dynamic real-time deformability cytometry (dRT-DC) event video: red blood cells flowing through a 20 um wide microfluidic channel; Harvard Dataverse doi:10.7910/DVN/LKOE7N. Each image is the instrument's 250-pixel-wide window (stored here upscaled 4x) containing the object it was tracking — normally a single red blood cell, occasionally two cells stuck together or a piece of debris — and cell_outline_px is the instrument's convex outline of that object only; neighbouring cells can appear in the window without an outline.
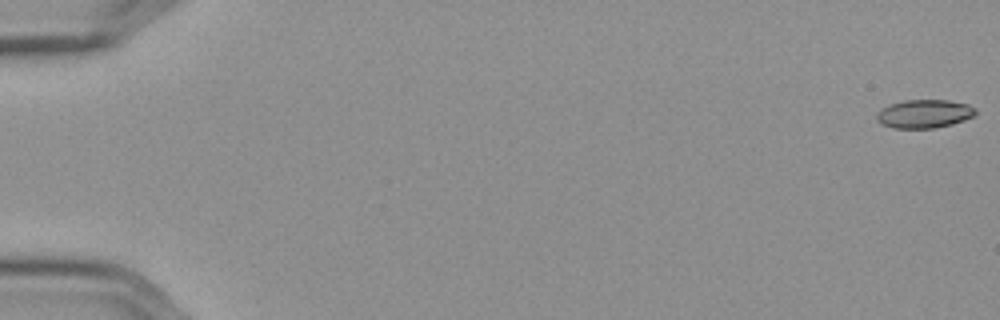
{"species": "Egyptian fruit bat (a non-hibernating species)", "species_latin": "Rousettus aegyptiacus", "temperature_condition": "cold", "stored_images_in_passage": 58, "camera_frame_rate_fps": 3000, "um_per_image_px": 0.085, "frame": {"image": 1, "passage_image": 1, "time_ms": 0.0, "image_size_px": [1000, 320], "cell_outline_px": [[976, 116], [952, 124], [936, 128], [892, 128], [880, 124], [876, 120], [876, 116], [884, 108], [892, 104], [904, 100], [948, 100], [968, 104], [976, 108]], "centroid_in_image_um": [78.61, 9.68], "position_along_channel_um": 6.4, "area_um2": 16.42}}
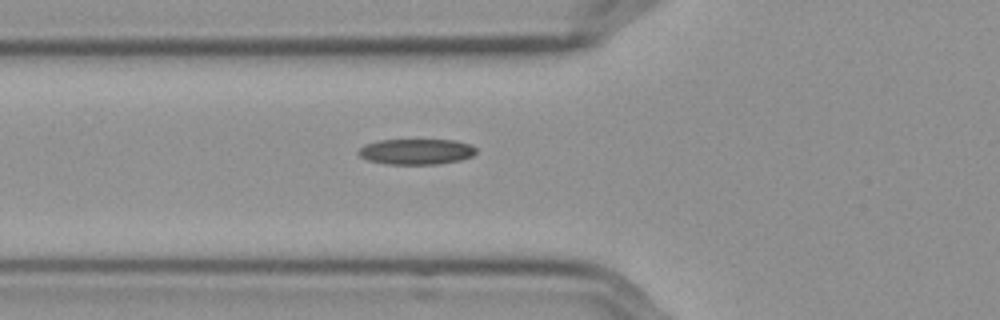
{"frame": {"image": 2, "passage_image": 22, "time_ms": 7.0, "image_size_px": [1000, 320], "cell_outline_px": [[476, 152], [472, 156], [460, 160], [436, 164], [384, 164], [368, 160], [360, 156], [356, 152], [364, 144], [380, 140], [456, 140], [472, 144], [476, 148]], "centroid_in_image_um": [35.38, 12.88], "position_along_channel_um": 90.4, "area_um2": 17.69}}
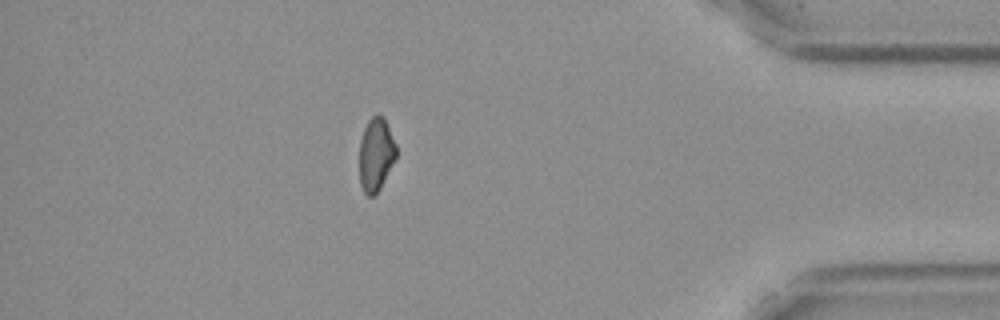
{"frame": {"image": 3, "passage_image": 51, "time_ms": 16.667, "image_size_px": [1000, 320], "cell_outline_px": [[396, 156], [380, 188], [372, 196], [368, 196], [364, 192], [360, 184], [360, 140], [364, 128], [368, 120], [376, 112], [384, 120], [396, 144]], "centroid_in_image_um": [31.93, 13.12], "position_along_channel_um": 403.3, "area_um2": 15.37}}